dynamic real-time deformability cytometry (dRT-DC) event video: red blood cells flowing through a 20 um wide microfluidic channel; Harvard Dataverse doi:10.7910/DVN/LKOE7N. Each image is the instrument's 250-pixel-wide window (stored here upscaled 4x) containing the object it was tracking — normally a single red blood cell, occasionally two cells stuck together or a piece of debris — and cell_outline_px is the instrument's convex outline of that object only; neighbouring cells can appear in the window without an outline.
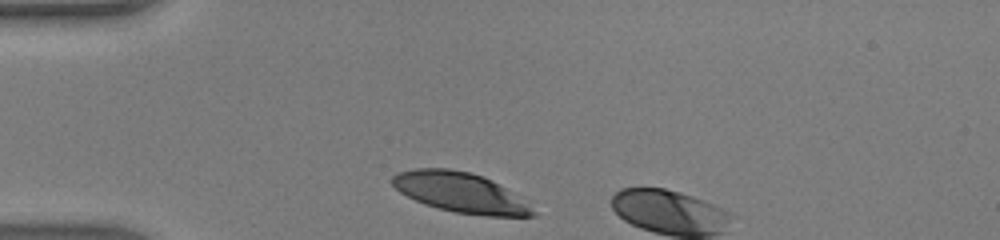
{"species": "human", "species_latin": "Homo sapiens", "temperature_condition": "warm", "stored_images_in_passage": 3, "camera_frame_rate_fps": 3000, "um_per_image_px": 0.085, "donor": {"sex": "male"}, "frame": {"image": 1, "passage_image": 1, "time_ms": 0.0, "image_size_px": [1000, 240], "cell_outline_px": [[536, 216], [484, 216], [456, 212], [436, 208], [424, 204], [400, 192], [392, 184], [392, 176], [396, 172], [416, 168], [448, 168], [472, 172], [484, 176], [492, 180], [512, 192], [536, 212]], "centroid_in_image_um": [39.1, 16.35], "position_along_channel_um": 45.9, "area_um2": 32.66}}